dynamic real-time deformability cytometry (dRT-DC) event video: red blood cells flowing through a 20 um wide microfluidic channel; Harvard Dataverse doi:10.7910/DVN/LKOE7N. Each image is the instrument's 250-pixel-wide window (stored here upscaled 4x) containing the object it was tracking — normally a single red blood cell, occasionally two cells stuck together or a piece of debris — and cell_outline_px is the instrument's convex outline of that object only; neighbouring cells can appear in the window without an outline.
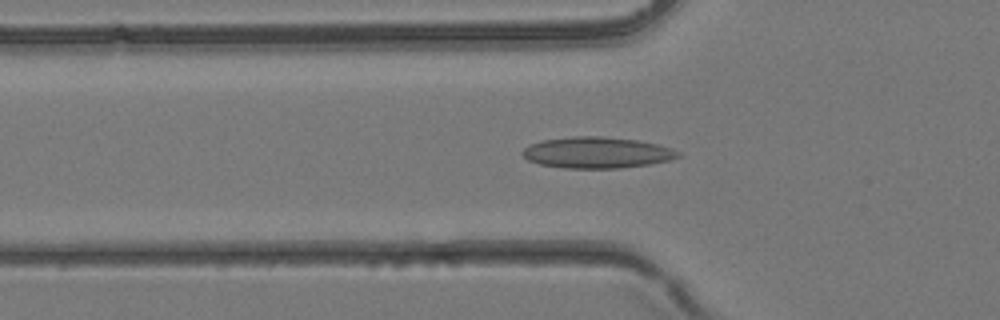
{"species": "common noctule bat (a hibernating species)", "species_latin": "Nyctalus noctula", "temperature_condition": "room temperature", "stored_images_in_passage": 39, "camera_frame_rate_fps": 3000, "um_per_image_px": 0.085, "animal": {"sex": "female", "body_mass_g": 24.6, "forearm_length_mm": 56.2}, "frame": {"image": 1, "passage_image": 13, "time_ms": 4.0, "image_size_px": [1000, 320], "cell_outline_px": [[684, 156], [672, 160], [648, 164], [620, 168], [564, 168], [540, 164], [528, 160], [520, 152], [528, 144], [544, 140], [572, 136], [600, 136], [636, 140], [656, 144], [672, 148], [684, 152]], "centroid_in_image_um": [50.79, 12.97], "position_along_channel_um": 75.0, "area_um2": 28.5}}
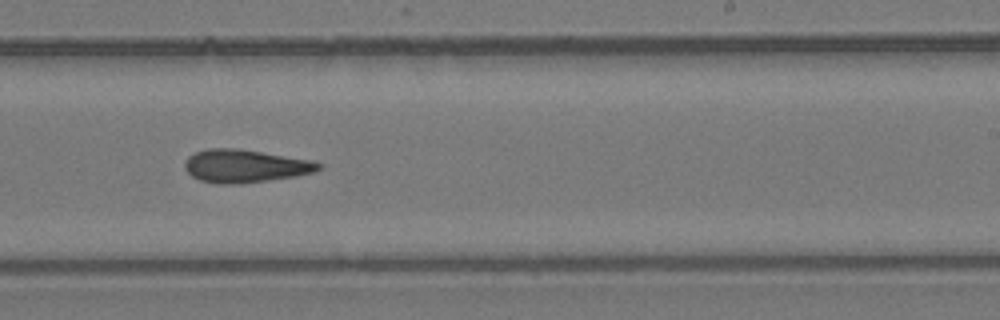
{"frame": {"image": 2, "passage_image": 24, "time_ms": 7.667, "image_size_px": [1000, 320], "cell_outline_px": [[324, 168], [316, 172], [268, 180], [240, 184], [220, 184], [200, 180], [192, 176], [184, 168], [184, 164], [188, 156], [196, 152], [208, 148], [236, 148], [312, 160], [324, 164]], "centroid_in_image_um": [20.85, 14.11], "position_along_channel_um": 268.1, "area_um2": 25.72}}
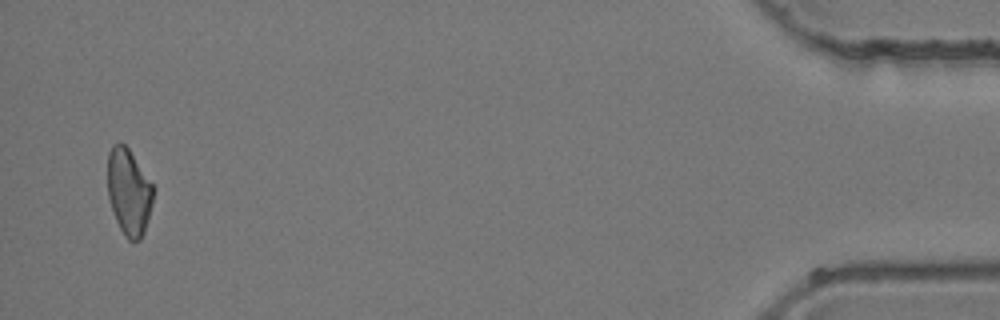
{"frame": {"image": 3, "passage_image": 38, "time_ms": 12.333, "image_size_px": [1000, 320], "cell_outline_px": [[156, 188], [148, 220], [144, 232], [140, 240], [128, 240], [124, 236], [116, 220], [108, 196], [108, 152], [112, 144], [120, 140], [128, 148], [156, 184]], "centroid_in_image_um": [10.99, 16.26], "position_along_channel_um": 424.2, "area_um2": 23.64}}